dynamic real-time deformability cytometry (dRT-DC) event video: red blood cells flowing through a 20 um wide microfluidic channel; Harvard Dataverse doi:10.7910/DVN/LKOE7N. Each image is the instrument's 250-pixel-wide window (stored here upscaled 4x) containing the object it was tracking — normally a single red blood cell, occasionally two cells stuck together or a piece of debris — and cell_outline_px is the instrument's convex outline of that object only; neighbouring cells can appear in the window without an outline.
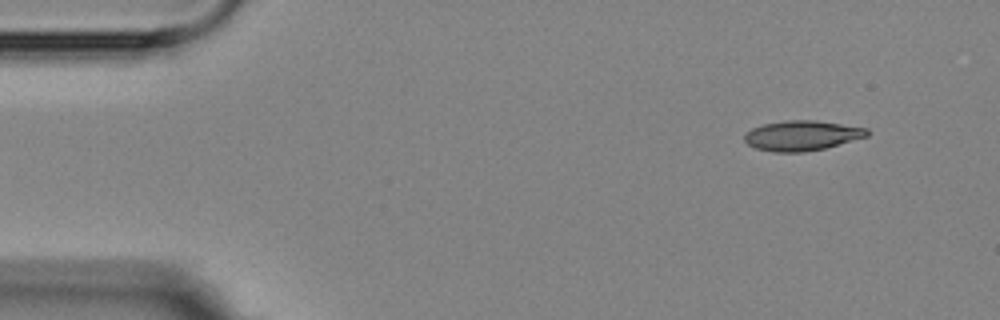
{"species": "Egyptian fruit bat (a non-hibernating species)", "species_latin": "Rousettus aegyptiacus", "temperature_condition": "room temperature", "stored_images_in_passage": 4, "segment_of_instrument_passage": [1, 2], "camera_frame_rate_fps": 3000, "um_per_image_px": 0.085, "animal": {"sex": "female"}, "frame": {"image": 1, "passage_image": 1, "time_ms": 0.0, "image_size_px": [1000, 320], "cell_outline_px": [[868, 136], [824, 148], [804, 152], [772, 152], [756, 148], [748, 144], [744, 140], [744, 136], [752, 128], [764, 124], [788, 120], [816, 120], [868, 128]], "centroid_in_image_um": [68.16, 11.52], "position_along_channel_um": 16.8, "area_um2": 21.27}}
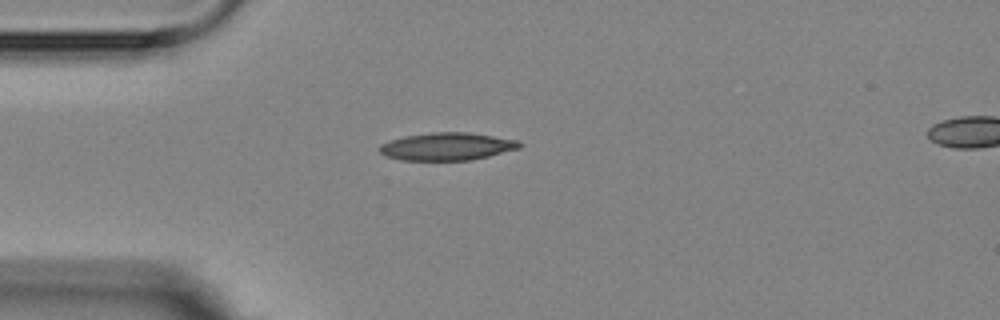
{"frame": {"image": 2, "passage_image": 3, "time_ms": 3.0, "image_size_px": [1000, 320], "cell_outline_px": [[524, 144], [520, 148], [472, 160], [400, 160], [384, 156], [376, 148], [380, 144], [404, 136], [432, 132], [468, 132], [520, 140]], "centroid_in_image_um": [38.0, 12.45], "position_along_channel_um": 47.0, "area_um2": 22.77}}